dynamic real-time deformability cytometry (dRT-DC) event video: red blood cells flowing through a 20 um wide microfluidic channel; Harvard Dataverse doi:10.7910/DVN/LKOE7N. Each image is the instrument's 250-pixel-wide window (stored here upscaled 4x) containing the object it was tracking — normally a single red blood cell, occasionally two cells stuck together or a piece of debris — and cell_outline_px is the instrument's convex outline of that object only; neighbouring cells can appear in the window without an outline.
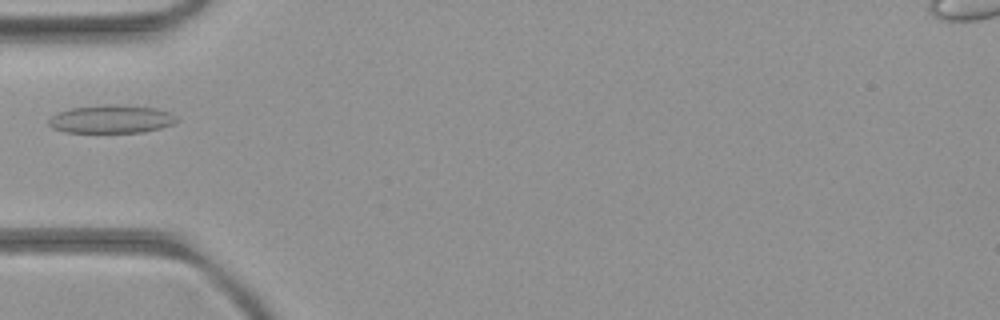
{"species": "common noctule bat (a hibernating species)", "species_latin": "Nyctalus noctula", "temperature_condition": "room temperature", "stored_images_in_passage": 16, "camera_frame_rate_fps": 3000, "um_per_image_px": 0.085, "animal": {"sex": "female", "body_mass_g": 21.9}, "frame": {"image": 1, "passage_image": 1, "time_ms": 0.0, "image_size_px": [1000, 320], "cell_outline_px": [[180, 120], [172, 124], [160, 128], [140, 132], [64, 132], [52, 128], [48, 124], [48, 120], [56, 112], [72, 108], [108, 104], [116, 104], [156, 108], [168, 112], [176, 116]], "centroid_in_image_um": [9.44, 10.12], "position_along_channel_um": 75.6, "area_um2": 20.98}}
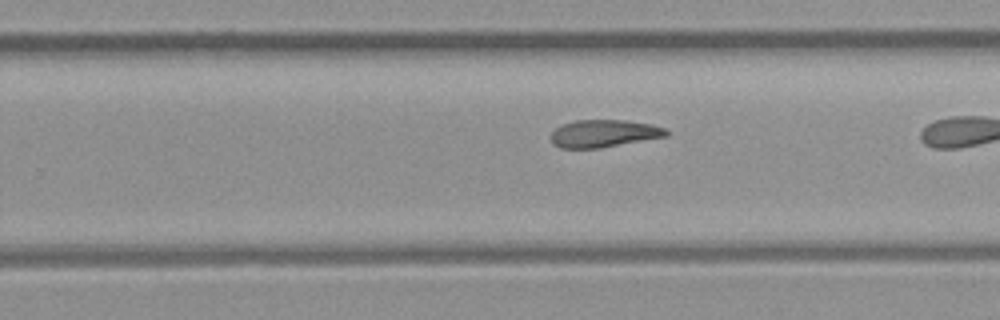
{"frame": {"image": 2, "passage_image": 14, "time_ms": 4.333, "image_size_px": [1000, 320], "cell_outline_px": [[668, 136], [600, 148], [560, 148], [552, 144], [548, 136], [560, 124], [576, 120], [624, 120], [652, 124], [664, 128], [668, 132]], "centroid_in_image_um": [51.27, 11.35], "position_along_channel_um": 278.5, "area_um2": 18.67}}